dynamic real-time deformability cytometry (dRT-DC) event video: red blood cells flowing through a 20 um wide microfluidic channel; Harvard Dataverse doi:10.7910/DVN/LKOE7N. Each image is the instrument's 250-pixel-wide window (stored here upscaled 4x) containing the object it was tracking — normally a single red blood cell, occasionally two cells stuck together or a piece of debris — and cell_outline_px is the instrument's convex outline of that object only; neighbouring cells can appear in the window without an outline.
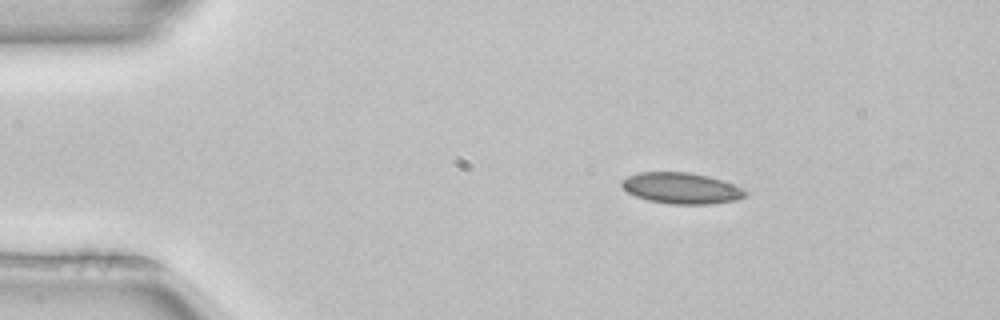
{"species": "common noctule bat (a hibernating species)", "species_latin": "Nyctalus noctula", "temperature_condition": "room temperature", "stored_images_in_passage": 4, "camera_frame_rate_fps": 3000, "um_per_image_px": 0.085, "animal": {"sex": "female", "body_mass_g": 22.7, "forearm_length_mm": 54.2}, "frame": {"image": 1, "passage_image": 2, "time_ms": 0.333, "image_size_px": [1000, 320], "cell_outline_px": [[748, 196], [736, 200], [708, 204], [672, 204], [648, 200], [636, 196], [628, 192], [620, 184], [620, 180], [636, 172], [688, 172], [708, 176], [732, 184], [748, 192]], "centroid_in_image_um": [57.89, 15.99], "position_along_channel_um": 27.1, "area_um2": 22.31}}
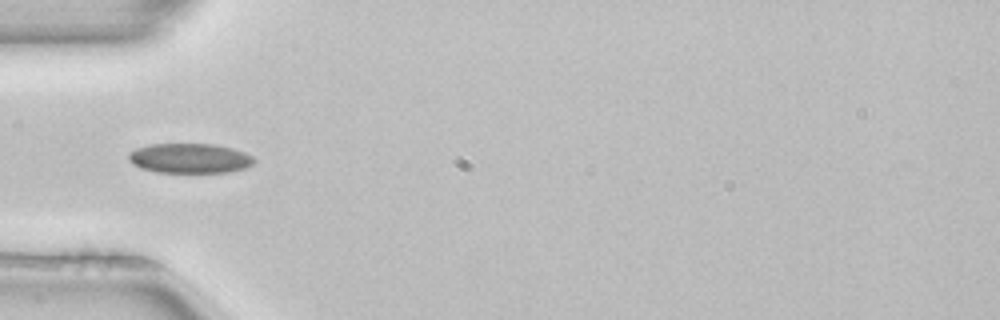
{"frame": {"image": 2, "passage_image": 4, "time_ms": 1.0, "image_size_px": [1000, 320], "cell_outline_px": [[256, 160], [252, 164], [244, 168], [228, 172], [156, 172], [140, 168], [132, 164], [128, 160], [128, 152], [136, 148], [152, 144], [216, 144], [232, 148], [244, 152], [252, 156]], "centroid_in_image_um": [16.1, 13.45], "position_along_channel_um": 68.9, "area_um2": 21.85}}